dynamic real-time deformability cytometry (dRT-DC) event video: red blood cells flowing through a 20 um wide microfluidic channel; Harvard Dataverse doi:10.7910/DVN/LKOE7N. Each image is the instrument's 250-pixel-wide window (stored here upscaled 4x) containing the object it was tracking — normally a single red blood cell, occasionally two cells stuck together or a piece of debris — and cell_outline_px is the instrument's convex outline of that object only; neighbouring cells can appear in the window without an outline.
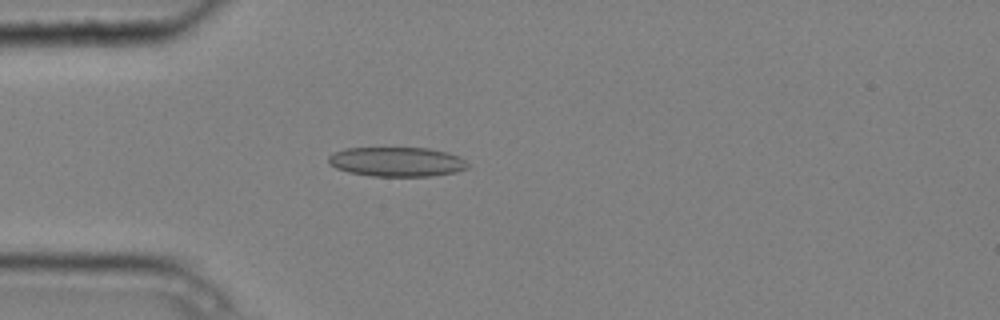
{"species": "common noctule bat (a hibernating species)", "species_latin": "Nyctalus noctula", "temperature_condition": "cold", "stored_images_in_passage": 4, "camera_frame_rate_fps": 3000, "um_per_image_px": 0.085, "animal": {"sex": "male", "body_mass_g": 20.4}, "frame": {"image": 1, "passage_image": 4, "time_ms": 1.0, "image_size_px": [1000, 320], "cell_outline_px": [[468, 168], [456, 172], [428, 176], [372, 176], [348, 172], [336, 168], [328, 164], [328, 156], [344, 148], [428, 148], [448, 152], [460, 156], [468, 164]], "centroid_in_image_um": [33.73, 13.75], "position_along_channel_um": 51.3, "area_um2": 23.99}}